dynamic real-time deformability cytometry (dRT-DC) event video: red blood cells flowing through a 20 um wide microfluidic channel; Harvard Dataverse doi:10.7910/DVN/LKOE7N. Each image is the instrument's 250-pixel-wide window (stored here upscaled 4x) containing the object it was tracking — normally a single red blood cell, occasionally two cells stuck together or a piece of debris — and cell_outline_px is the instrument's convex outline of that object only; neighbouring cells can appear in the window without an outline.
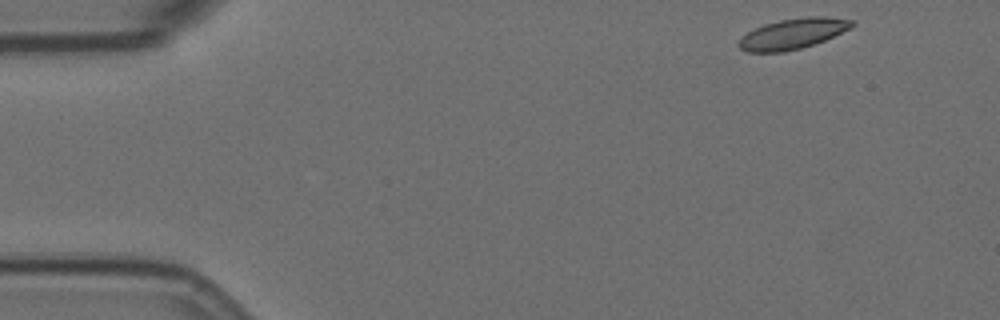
{"species": "Egyptian fruit bat (a non-hibernating species)", "species_latin": "Rousettus aegyptiacus", "temperature_condition": "room temperature", "stored_images_in_passage": 4, "camera_frame_rate_fps": 3000, "um_per_image_px": 0.085, "animal": {"sex": "female"}, "frame": {"image": 1, "passage_image": 1, "time_ms": 0.0, "image_size_px": [1000, 320], "cell_outline_px": [[856, 24], [852, 28], [824, 40], [800, 48], [780, 52], [748, 52], [740, 48], [736, 44], [740, 36], [764, 24], [780, 20], [808, 16], [824, 16], [856, 20]], "centroid_in_image_um": [67.4, 2.85], "position_along_channel_um": 17.6, "area_um2": 20.17}}
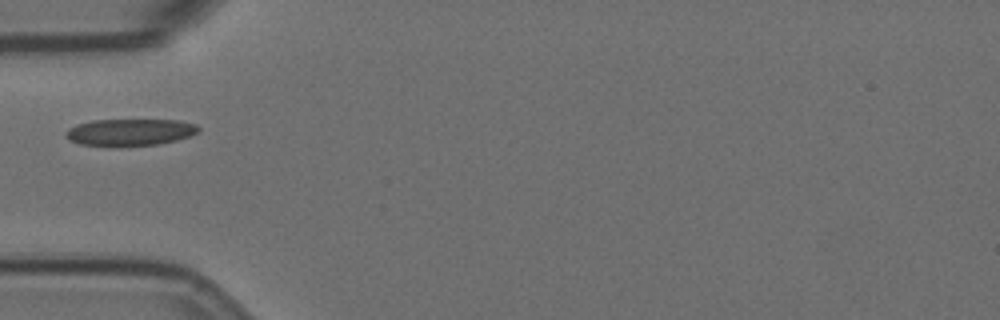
{"frame": {"image": 2, "passage_image": 4, "time_ms": 4.333, "image_size_px": [1000, 320], "cell_outline_px": [[200, 128], [196, 132], [188, 136], [176, 140], [156, 144], [80, 144], [68, 140], [64, 136], [64, 132], [68, 128], [76, 124], [92, 120], [180, 120], [196, 124]], "centroid_in_image_um": [11.01, 11.2], "position_along_channel_um": 74.0, "area_um2": 20.17}}